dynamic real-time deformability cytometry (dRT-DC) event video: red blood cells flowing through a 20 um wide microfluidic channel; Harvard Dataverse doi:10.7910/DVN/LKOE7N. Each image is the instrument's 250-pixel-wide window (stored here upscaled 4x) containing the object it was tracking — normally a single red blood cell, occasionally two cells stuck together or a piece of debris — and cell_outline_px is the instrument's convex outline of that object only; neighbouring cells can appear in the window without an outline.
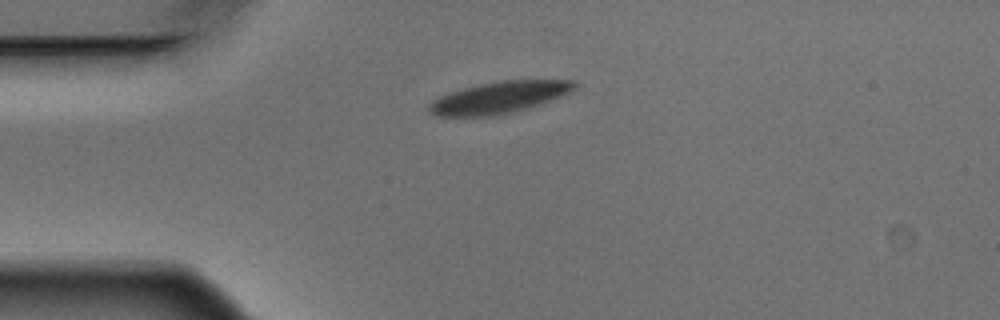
{"species": "Egyptian fruit bat (a non-hibernating species)", "species_latin": "Rousettus aegyptiacus", "temperature_condition": "warm", "stored_images_in_passage": 1, "camera_frame_rate_fps": 3000, "um_per_image_px": 0.085, "animal": {"sex": "male"}, "frame": {"image": 1, "passage_image": 1, "time_ms": 0.0, "image_size_px": [1000, 320], "cell_outline_px": [[576, 84], [568, 92], [560, 96], [512, 112], [488, 116], [436, 116], [428, 108], [428, 104], [432, 100], [440, 96], [464, 88], [480, 84], [500, 80], [576, 80]], "centroid_in_image_um": [42.37, 8.27], "position_along_channel_um": 42.6, "area_um2": 26.13}}